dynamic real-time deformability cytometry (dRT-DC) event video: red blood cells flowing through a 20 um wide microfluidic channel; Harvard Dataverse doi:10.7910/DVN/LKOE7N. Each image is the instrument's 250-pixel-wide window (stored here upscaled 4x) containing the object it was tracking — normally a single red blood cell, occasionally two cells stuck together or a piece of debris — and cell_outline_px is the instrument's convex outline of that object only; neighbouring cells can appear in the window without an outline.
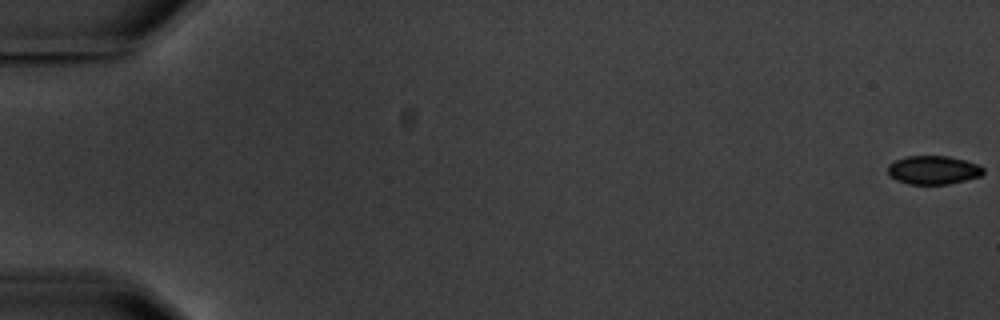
{"species": "common noctule bat (a hibernating species)", "species_latin": "Nyctalus noctula", "temperature_condition": "warm", "stored_images_in_passage": 9, "camera_frame_rate_fps": 3000, "um_per_image_px": 0.085, "animal": {"sex": "male", "body_mass_g": 20.1, "forearm_length_mm": 53.5}, "frame": {"image": 1, "passage_image": 1, "time_ms": 0.0, "image_size_px": [1000, 320], "cell_outline_px": [[984, 172], [980, 176], [948, 184], [908, 184], [896, 180], [888, 172], [888, 164], [896, 160], [908, 156], [948, 156], [964, 160], [976, 164], [984, 168]], "centroid_in_image_um": [79.32, 14.45], "position_along_channel_um": 5.7, "area_um2": 15.72}}
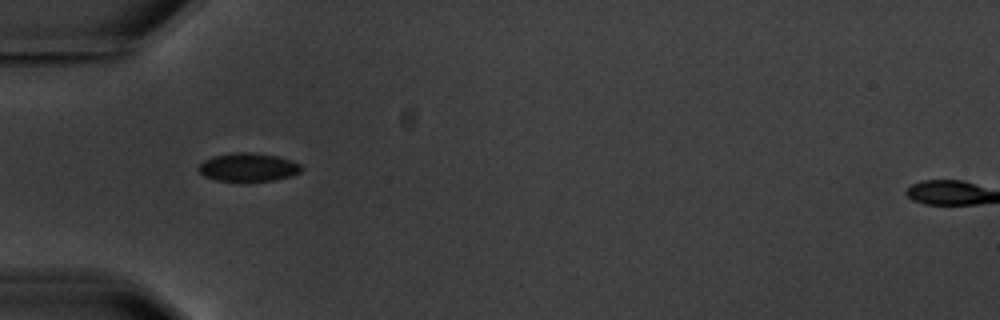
{"frame": {"image": 2, "passage_image": 6, "time_ms": 6.333, "image_size_px": [1000, 320], "cell_outline_px": [[304, 168], [300, 172], [292, 176], [272, 180], [216, 180], [204, 176], [196, 168], [204, 160], [212, 156], [236, 152], [252, 152], [276, 156], [300, 164]], "centroid_in_image_um": [21.08, 14.2], "position_along_channel_um": 63.9, "area_um2": 16.76}}